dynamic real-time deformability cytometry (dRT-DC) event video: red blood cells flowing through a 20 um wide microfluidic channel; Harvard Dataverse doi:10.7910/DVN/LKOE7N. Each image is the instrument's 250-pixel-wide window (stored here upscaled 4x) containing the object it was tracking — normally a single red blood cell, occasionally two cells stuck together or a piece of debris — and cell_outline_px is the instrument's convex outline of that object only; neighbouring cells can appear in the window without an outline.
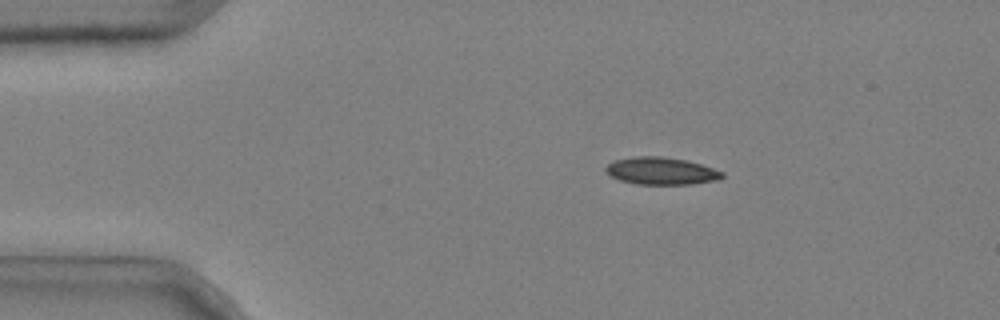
{"species": "common noctule bat (a hibernating species)", "species_latin": "Nyctalus noctula", "temperature_condition": "cold", "stored_images_in_passage": 5, "camera_frame_rate_fps": 3000, "um_per_image_px": 0.085, "animal": {"sex": "male", "body_mass_g": 20.4}, "frame": {"image": 1, "passage_image": 2, "time_ms": 0.333, "image_size_px": [1000, 320], "cell_outline_px": [[724, 176], [720, 180], [692, 184], [636, 184], [620, 180], [608, 176], [604, 172], [604, 168], [612, 160], [632, 156], [660, 156], [684, 160], [700, 164], [724, 172]], "centroid_in_image_um": [56.15, 14.53], "position_along_channel_um": 28.9, "area_um2": 18.79}}